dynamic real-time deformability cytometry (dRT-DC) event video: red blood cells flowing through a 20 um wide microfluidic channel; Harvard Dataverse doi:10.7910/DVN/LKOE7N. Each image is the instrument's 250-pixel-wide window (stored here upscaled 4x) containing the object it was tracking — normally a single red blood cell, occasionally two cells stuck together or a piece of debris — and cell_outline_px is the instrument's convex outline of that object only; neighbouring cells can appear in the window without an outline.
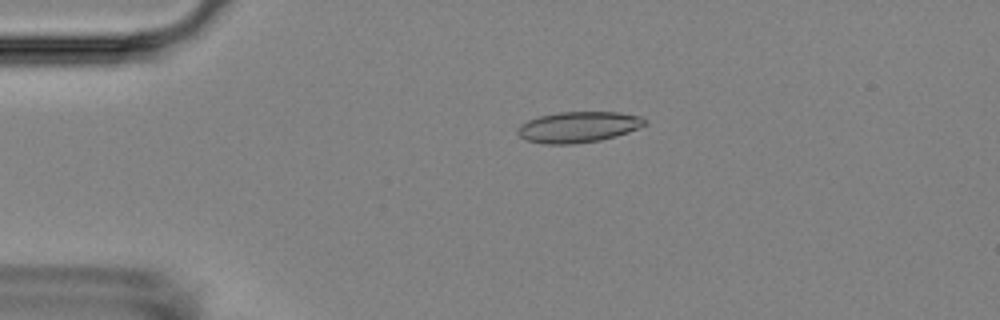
{"species": "Egyptian fruit bat (a non-hibernating species)", "species_latin": "Rousettus aegyptiacus", "temperature_condition": "room temperature", "stored_images_in_passage": 4, "camera_frame_rate_fps": 3000, "um_per_image_px": 0.085, "animal": {"sex": "female"}, "frame": {"image": 1, "passage_image": 3, "time_ms": 2.333, "image_size_px": [1000, 320], "cell_outline_px": [[648, 124], [628, 132], [616, 136], [600, 140], [572, 144], [544, 144], [528, 140], [520, 136], [516, 132], [520, 124], [528, 120], [540, 116], [560, 112], [620, 112], [640, 116]], "centroid_in_image_um": [49.16, 10.79], "position_along_channel_um": 35.8, "area_um2": 22.77}}